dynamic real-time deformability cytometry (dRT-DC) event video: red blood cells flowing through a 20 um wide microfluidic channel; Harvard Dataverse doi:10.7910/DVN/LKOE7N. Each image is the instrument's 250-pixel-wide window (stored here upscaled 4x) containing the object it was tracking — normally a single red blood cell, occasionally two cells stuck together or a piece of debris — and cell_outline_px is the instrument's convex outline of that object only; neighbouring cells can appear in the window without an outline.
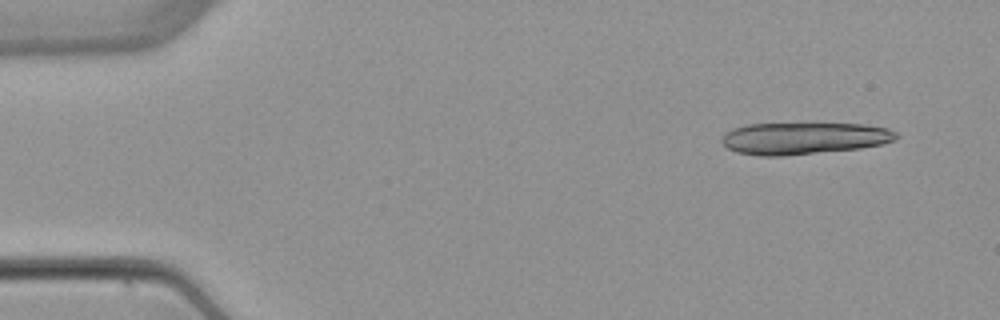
{"species": "common noctule bat (a hibernating species)", "species_latin": "Nyctalus noctula", "temperature_condition": "warm", "stored_images_in_passage": 4, "camera_frame_rate_fps": 3000, "um_per_image_px": 0.085, "animal": {"sex": "female", "body_mass_g": 22.7, "forearm_length_mm": 54.2}, "frame": {"image": 1, "passage_image": 1, "time_ms": 0.0, "image_size_px": [1000, 320], "cell_outline_px": [[900, 136], [896, 140], [884, 144], [860, 148], [784, 156], [756, 156], [736, 152], [728, 148], [720, 140], [724, 132], [732, 128], [748, 124], [864, 124], [888, 128], [896, 132]], "centroid_in_image_um": [68.32, 11.76], "position_along_channel_um": 16.7, "area_um2": 32.71}}
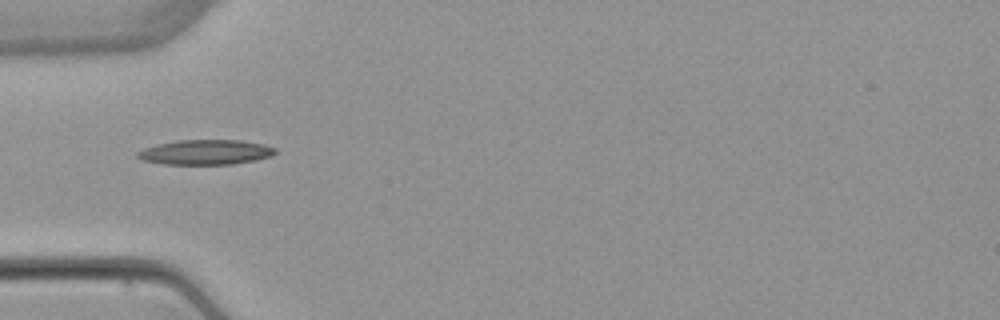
{"frame": {"image": 2, "passage_image": 4, "time_ms": 4.333, "image_size_px": [1000, 320], "cell_outline_px": [[276, 152], [272, 156], [256, 160], [232, 164], [164, 164], [140, 160], [136, 156], [136, 152], [144, 148], [176, 140], [240, 140], [264, 144], [276, 148]], "centroid_in_image_um": [17.47, 12.94], "position_along_channel_um": 67.5, "area_um2": 20.06}}